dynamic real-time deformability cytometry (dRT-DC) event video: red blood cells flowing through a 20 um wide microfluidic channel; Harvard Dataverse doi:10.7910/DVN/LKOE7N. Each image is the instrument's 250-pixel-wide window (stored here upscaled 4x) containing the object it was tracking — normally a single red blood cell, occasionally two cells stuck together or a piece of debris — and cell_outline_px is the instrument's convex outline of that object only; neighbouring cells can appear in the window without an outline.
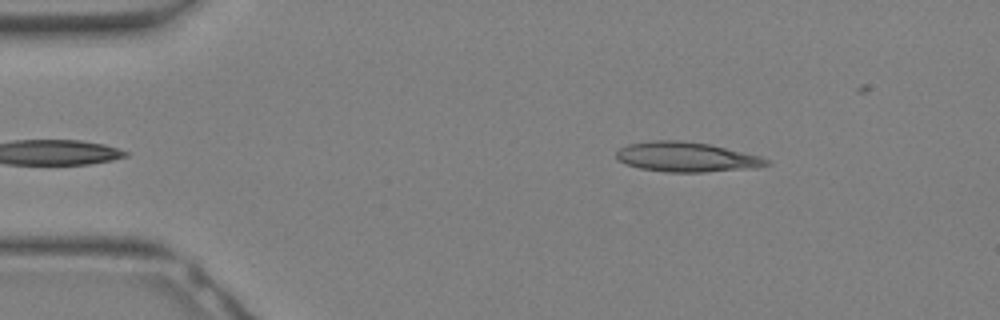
{"species": "Egyptian fruit bat (a non-hibernating species)", "species_latin": "Rousettus aegyptiacus", "temperature_condition": "warm", "stored_images_in_passage": 15, "camera_frame_rate_fps": 3000, "um_per_image_px": 0.085, "animal": {"sex": "female"}, "frame": {"image": 1, "passage_image": 1, "time_ms": 0.0, "image_size_px": [1000, 320], "cell_outline_px": [[772, 164], [756, 168], [704, 172], [664, 172], [640, 168], [624, 164], [616, 160], [616, 152], [620, 148], [628, 144], [652, 140], [676, 140], [708, 144], [760, 156], [772, 160]], "centroid_in_image_um": [58.35, 13.35], "position_along_channel_um": 26.7, "area_um2": 26.24}}
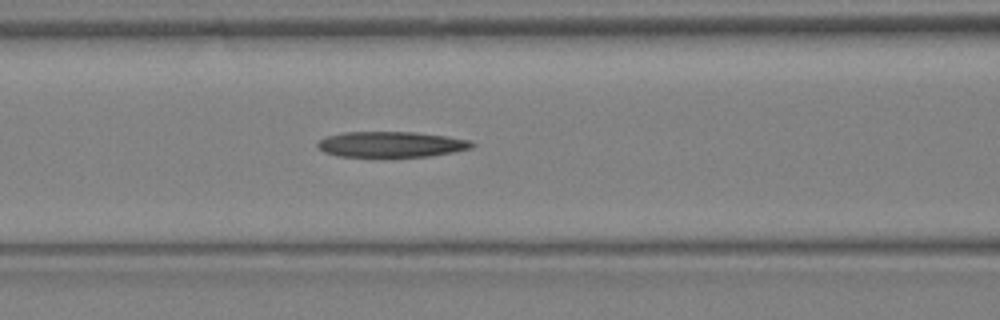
{"frame": {"image": 2, "passage_image": 9, "time_ms": 2.667, "image_size_px": [1000, 320], "cell_outline_px": [[476, 144], [472, 148], [432, 156], [336, 156], [324, 152], [316, 144], [324, 136], [344, 132], [416, 132], [472, 140]], "centroid_in_image_um": [33.26, 12.26], "position_along_channel_um": 133.3, "area_um2": 23.0}}
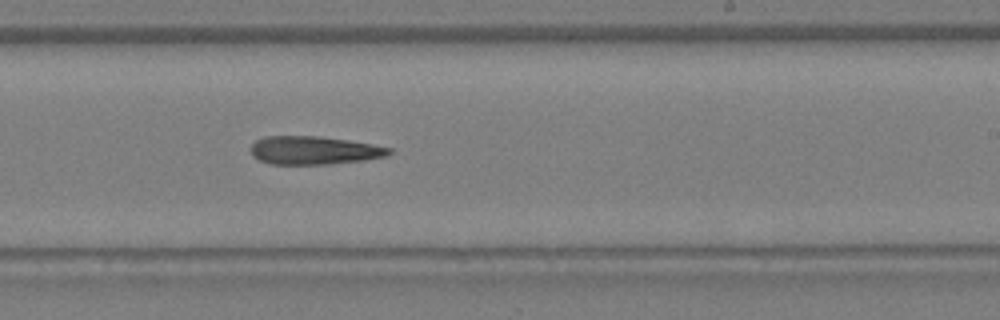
{"frame": {"image": 3, "passage_image": 15, "time_ms": 4.667, "image_size_px": [1000, 320], "cell_outline_px": [[392, 152], [384, 156], [364, 160], [324, 164], [272, 164], [260, 160], [252, 156], [252, 144], [256, 140], [264, 136], [316, 136], [348, 140], [372, 144], [392, 148]], "centroid_in_image_um": [26.67, 12.77], "position_along_channel_um": 262.3, "area_um2": 22.54}}